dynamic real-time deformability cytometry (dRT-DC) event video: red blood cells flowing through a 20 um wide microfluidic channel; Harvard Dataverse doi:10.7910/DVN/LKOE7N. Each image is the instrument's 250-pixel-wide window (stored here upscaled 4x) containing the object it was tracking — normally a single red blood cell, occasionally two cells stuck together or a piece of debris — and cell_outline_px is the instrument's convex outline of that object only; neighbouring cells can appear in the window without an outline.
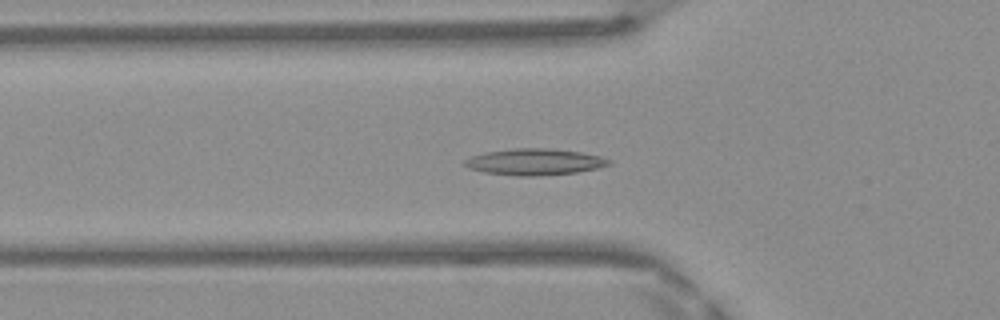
{"species": "Egyptian fruit bat (a non-hibernating species)", "species_latin": "Rousettus aegyptiacus", "temperature_condition": "warm", "stored_images_in_passage": 49, "camera_frame_rate_fps": 3000, "um_per_image_px": 0.085, "frame": {"image": 1, "passage_image": 17, "time_ms": 5.333, "image_size_px": [1000, 320], "cell_outline_px": [[612, 164], [600, 168], [576, 172], [540, 176], [516, 176], [484, 172], [468, 168], [464, 164], [464, 160], [472, 156], [488, 152], [512, 148], [552, 148], [580, 152], [600, 156], [612, 160]], "centroid_in_image_um": [45.49, 13.76], "position_along_channel_um": 80.3, "area_um2": 22.31}}
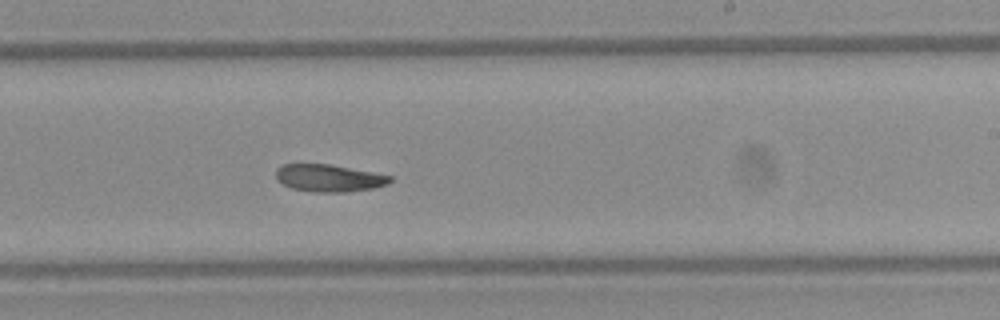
{"frame": {"image": 2, "passage_image": 30, "time_ms": 9.667, "image_size_px": [1000, 320], "cell_outline_px": [[392, 180], [388, 184], [372, 188], [344, 192], [312, 192], [292, 188], [276, 180], [276, 168], [284, 164], [328, 164], [372, 172], [392, 176]], "centroid_in_image_um": [27.94, 15.13], "position_along_channel_um": 261.1, "area_um2": 18.03}}
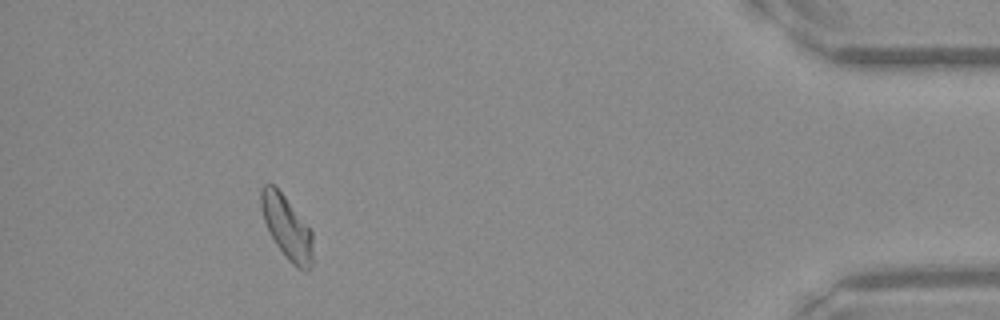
{"frame": {"image": 3, "passage_image": 45, "time_ms": 14.667, "image_size_px": [1000, 320], "cell_outline_px": [[312, 264], [308, 272], [304, 272], [296, 268], [288, 260], [276, 244], [264, 220], [260, 208], [260, 188], [264, 184], [272, 184], [284, 196], [312, 232]], "centroid_in_image_um": [24.37, 19.36], "position_along_channel_um": 410.8, "area_um2": 18.84}}